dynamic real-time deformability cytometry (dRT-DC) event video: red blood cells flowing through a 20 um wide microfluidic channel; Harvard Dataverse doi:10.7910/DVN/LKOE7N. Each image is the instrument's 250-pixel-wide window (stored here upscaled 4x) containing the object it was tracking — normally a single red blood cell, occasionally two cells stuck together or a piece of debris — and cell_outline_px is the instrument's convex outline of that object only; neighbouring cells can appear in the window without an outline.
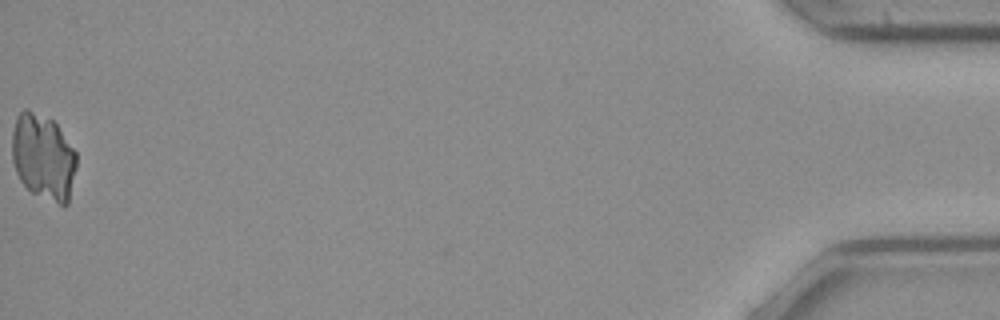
{"species": "common noctule bat (a hibernating species)", "species_latin": "Nyctalus noctula", "temperature_condition": "cold", "stored_images_in_passage": 51, "camera_frame_rate_fps": 3000, "um_per_image_px": 0.085, "animal": {"sex": "female", "body_mass_g": 21.9}, "frame": {"image": 1, "passage_image": 51, "time_ms": 16.667, "image_size_px": [1000, 320], "cell_outline_px": [[76, 168], [68, 204], [64, 208], [32, 192], [20, 180], [16, 172], [12, 160], [12, 132], [16, 116], [24, 108], [28, 108], [52, 120], [56, 124], [76, 152]], "centroid_in_image_um": [3.67, 13.35], "position_along_channel_um": 431.5, "area_um2": 32.54}}